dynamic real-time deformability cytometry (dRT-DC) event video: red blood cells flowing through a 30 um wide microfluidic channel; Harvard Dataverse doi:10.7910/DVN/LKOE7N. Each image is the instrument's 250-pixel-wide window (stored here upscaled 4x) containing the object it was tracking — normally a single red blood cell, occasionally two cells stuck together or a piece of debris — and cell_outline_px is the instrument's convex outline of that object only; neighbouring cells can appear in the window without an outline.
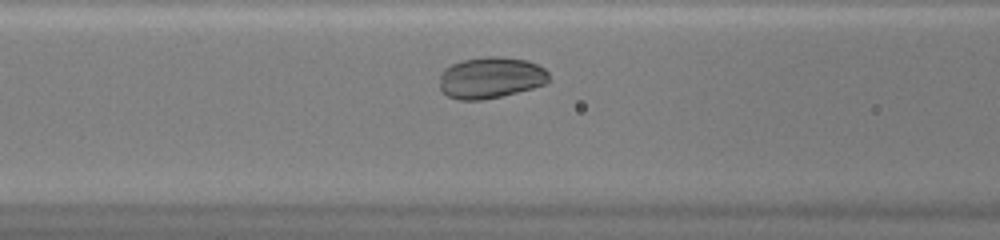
{"species": "common noctule bat (a hibernating species)", "species_latin": "Nyctalus noctula", "temperature_condition": "warm", "stored_images_in_passage": 28, "camera_frame_rate_fps": 3000, "um_per_image_px": 0.085, "animal": {"sex": "female", "body_mass_g": 20.0, "forearm_length_mm": 54.0}, "frame": {"image": 1, "passage_image": 8, "time_ms": 2.333, "image_size_px": [1000, 240], "cell_outline_px": [[548, 80], [544, 84], [532, 88], [500, 96], [480, 100], [460, 100], [448, 96], [440, 88], [440, 72], [444, 68], [460, 60], [484, 56], [496, 56], [528, 60], [544, 68], [548, 72]], "centroid_in_image_um": [41.68, 6.59], "position_along_channel_um": 124.9, "area_um2": 26.36}}
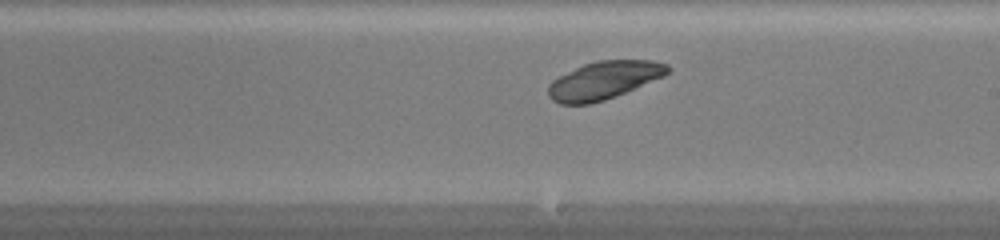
{"frame": {"image": 2, "passage_image": 16, "time_ms": 5.0, "image_size_px": [1000, 240], "cell_outline_px": [[672, 68], [664, 76], [616, 96], [604, 100], [588, 104], [560, 104], [552, 100], [548, 96], [548, 84], [552, 80], [584, 64], [596, 60], [652, 60], [668, 64]], "centroid_in_image_um": [51.34, 6.82], "position_along_channel_um": 237.7, "area_um2": 26.3}}
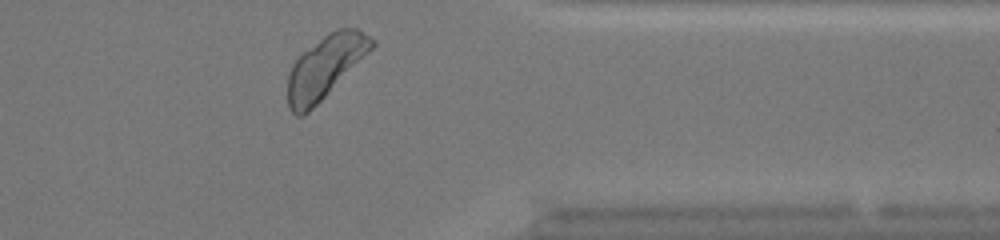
{"frame": {"image": 3, "passage_image": 27, "time_ms": 8.667, "image_size_px": [1000, 240], "cell_outline_px": [[376, 44], [304, 116], [296, 116], [288, 108], [288, 72], [292, 64], [304, 52], [328, 32], [336, 28], [356, 28], [376, 40]], "centroid_in_image_um": [27.61, 5.68], "position_along_channel_um": 383.8, "area_um2": 29.82}, "authors_computed_cell_mechanics": {"area_um2": 27.3972, "velocity_mm_per_s": 4.2402, "shape_relaxation_time_tau1_ms": 1.1161, "shape_relaxation_time_tau2_ms": null, "deformation_change_tau1": 0.0633, "deformation_change_tau2": null}}